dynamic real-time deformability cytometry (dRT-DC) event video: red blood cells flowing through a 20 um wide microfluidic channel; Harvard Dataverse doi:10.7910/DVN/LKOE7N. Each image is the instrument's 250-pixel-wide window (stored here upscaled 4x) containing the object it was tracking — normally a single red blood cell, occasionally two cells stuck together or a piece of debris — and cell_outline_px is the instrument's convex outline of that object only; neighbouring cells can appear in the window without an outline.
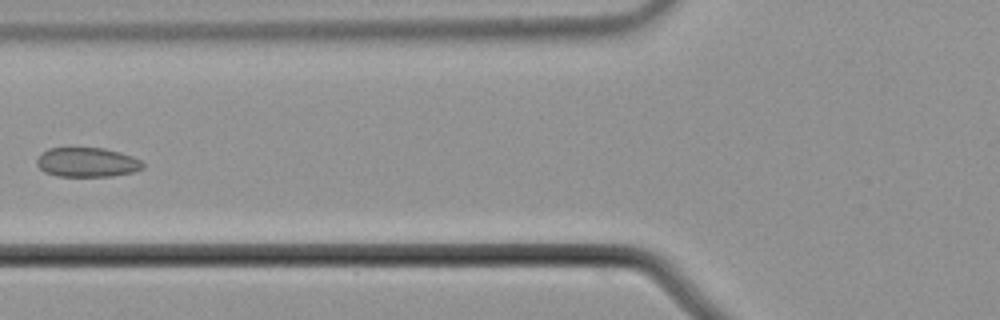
{"species": "common noctule bat (a hibernating species)", "species_latin": "Nyctalus noctula", "temperature_condition": "cold", "stored_images_in_passage": 5, "camera_frame_rate_fps": 3000, "um_per_image_px": 0.085, "animal": {"sex": "male", "body_mass_g": 21.5, "forearm_length_mm": 52.0}, "frame": {"image": 1, "passage_image": 4, "time_ms": 1.0, "image_size_px": [1000, 320], "cell_outline_px": [[144, 168], [132, 172], [112, 176], [56, 176], [44, 172], [36, 164], [36, 160], [48, 148], [104, 148], [120, 152], [132, 156], [140, 160], [144, 164]], "centroid_in_image_um": [7.41, 13.8], "position_along_channel_um": 118.4, "area_um2": 18.15}}
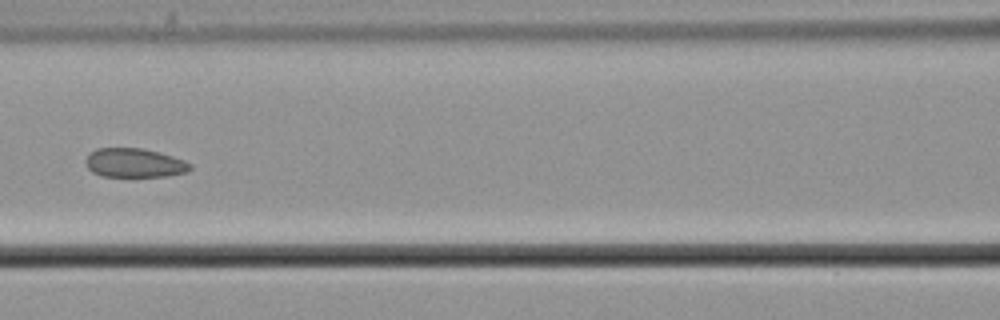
{"frame": {"image": 2, "passage_image": 5, "time_ms": 1.333, "image_size_px": [1000, 320], "cell_outline_px": [[192, 168], [188, 172], [168, 176], [100, 176], [92, 172], [88, 168], [84, 160], [96, 148], [144, 148], [160, 152], [184, 160], [192, 164]], "centroid_in_image_um": [11.45, 13.84], "position_along_channel_um": 155.1, "area_um2": 17.8}}